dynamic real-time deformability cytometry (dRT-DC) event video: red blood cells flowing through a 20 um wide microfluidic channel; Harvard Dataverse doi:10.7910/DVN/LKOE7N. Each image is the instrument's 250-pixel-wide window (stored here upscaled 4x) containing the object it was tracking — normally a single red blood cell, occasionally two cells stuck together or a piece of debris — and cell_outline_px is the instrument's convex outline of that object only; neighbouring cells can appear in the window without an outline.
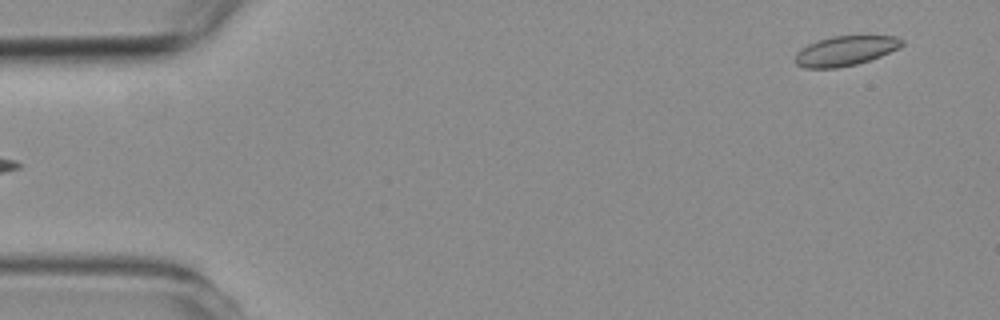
{"species": "common noctule bat (a hibernating species)", "species_latin": "Nyctalus noctula", "temperature_condition": "room temperature", "stored_images_in_passage": 5, "segment_of_instrument_passage": [2, 2], "camera_frame_rate_fps": 3000, "um_per_image_px": 0.085, "animal": {"sex": "female", "body_mass_g": 19.3, "forearm_length_mm": 54.1}, "frame": {"image": 1, "passage_image": 5, "time_ms": 6.0, "image_size_px": [1000, 320], "cell_outline_px": [[904, 44], [900, 48], [880, 56], [856, 64], [836, 68], [804, 68], [796, 64], [796, 52], [800, 48], [808, 44], [832, 36], [896, 36], [904, 40]], "centroid_in_image_um": [71.86, 4.32], "position_along_channel_um": 13.1, "area_um2": 18.44}}